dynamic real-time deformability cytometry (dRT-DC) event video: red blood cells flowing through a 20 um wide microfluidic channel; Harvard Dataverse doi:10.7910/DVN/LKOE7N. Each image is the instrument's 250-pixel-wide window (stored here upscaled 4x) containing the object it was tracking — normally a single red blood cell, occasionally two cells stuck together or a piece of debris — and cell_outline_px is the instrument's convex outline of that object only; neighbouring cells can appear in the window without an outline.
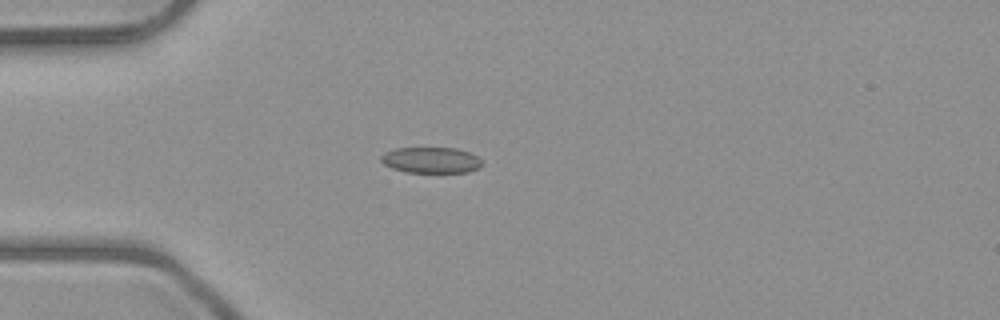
{"species": "common noctule bat (a hibernating species)", "species_latin": "Nyctalus noctula", "temperature_condition": "room temperature", "stored_images_in_passage": 2, "camera_frame_rate_fps": 3000, "um_per_image_px": 0.085, "animal": {"sex": "male", "body_mass_g": 23.1, "forearm_length_mm": 52.7}, "frame": {"image": 1, "passage_image": 2, "time_ms": 1.0, "image_size_px": [1000, 320], "cell_outline_px": [[480, 168], [468, 172], [408, 172], [392, 168], [384, 164], [380, 160], [380, 156], [384, 152], [396, 148], [456, 148], [468, 152], [476, 156], [480, 160]], "centroid_in_image_um": [36.6, 13.61], "position_along_channel_um": 48.4, "area_um2": 15.14}}